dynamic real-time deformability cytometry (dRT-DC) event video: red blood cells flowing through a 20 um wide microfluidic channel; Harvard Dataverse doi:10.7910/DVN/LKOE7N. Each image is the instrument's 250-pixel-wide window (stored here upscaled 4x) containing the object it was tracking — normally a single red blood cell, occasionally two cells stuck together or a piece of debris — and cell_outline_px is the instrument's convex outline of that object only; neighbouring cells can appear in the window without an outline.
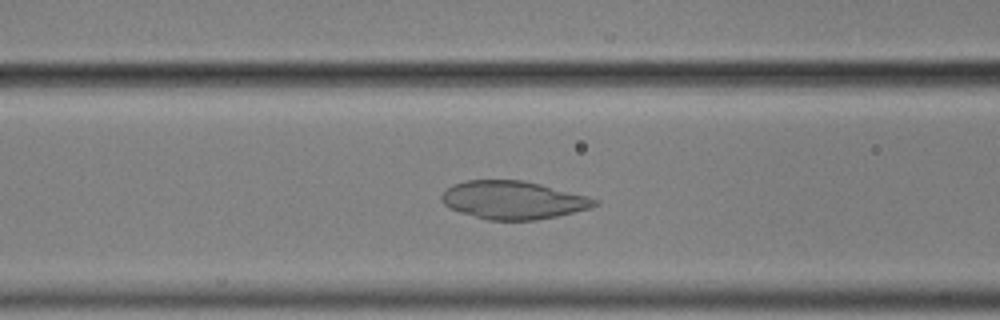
{"species": "common noctule bat (a hibernating species)", "species_latin": "Nyctalus noctula", "temperature_condition": "cold", "stored_images_in_passage": 42, "camera_frame_rate_fps": 3000, "um_per_image_px": 0.085, "animal": {"sex": "male", "body_mass_g": 17.9}, "frame": {"image": 1, "passage_image": 8, "time_ms": 2.333, "image_size_px": [1000, 320], "cell_outline_px": [[600, 204], [592, 208], [556, 216], [536, 220], [488, 220], [460, 212], [448, 208], [440, 200], [440, 196], [448, 188], [456, 184], [468, 180], [524, 180], [588, 196], [600, 200]], "centroid_in_image_um": [43.65, 17.01], "position_along_channel_um": 123.0, "area_um2": 33.99}}
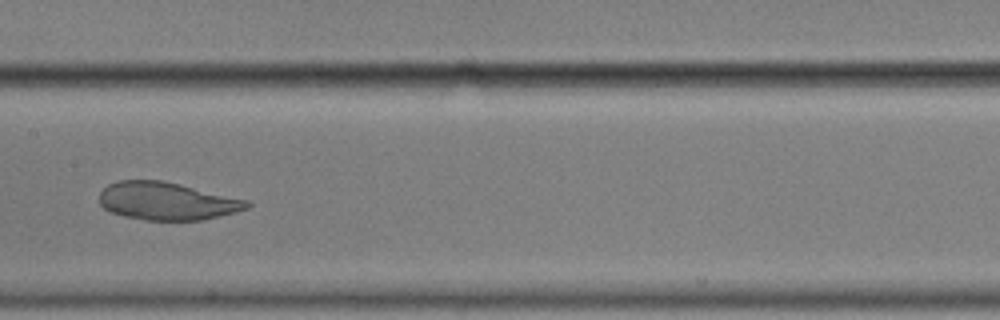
{"frame": {"image": 2, "passage_image": 14, "time_ms": 4.333, "image_size_px": [1000, 320], "cell_outline_px": [[252, 204], [248, 208], [236, 212], [200, 220], [144, 220], [124, 216], [112, 212], [104, 208], [100, 204], [100, 192], [108, 184], [120, 180], [160, 180], [180, 184], [248, 200]], "centroid_in_image_um": [14.19, 17.09], "position_along_channel_um": 193.2, "area_um2": 32.37}}
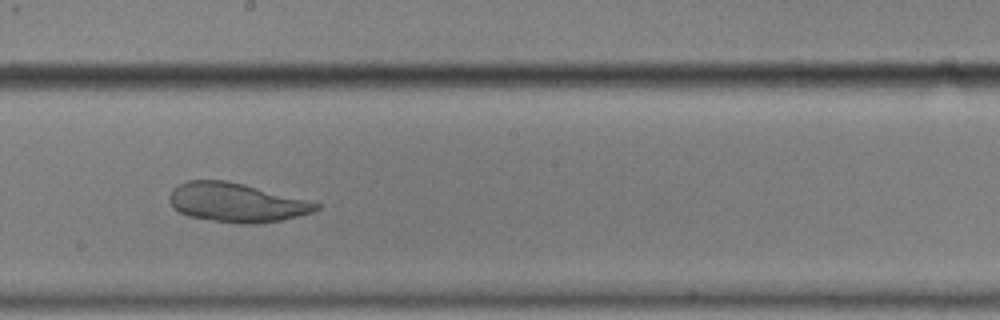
{"frame": {"image": 3, "passage_image": 17, "time_ms": 5.333, "image_size_px": [1000, 320], "cell_outline_px": [[320, 208], [312, 212], [280, 220], [256, 224], [240, 224], [212, 220], [188, 216], [172, 208], [168, 200], [168, 196], [172, 188], [188, 180], [224, 180], [244, 184], [320, 204]], "centroid_in_image_um": [20.01, 17.22], "position_along_channel_um": 228.2, "area_um2": 33.12}}